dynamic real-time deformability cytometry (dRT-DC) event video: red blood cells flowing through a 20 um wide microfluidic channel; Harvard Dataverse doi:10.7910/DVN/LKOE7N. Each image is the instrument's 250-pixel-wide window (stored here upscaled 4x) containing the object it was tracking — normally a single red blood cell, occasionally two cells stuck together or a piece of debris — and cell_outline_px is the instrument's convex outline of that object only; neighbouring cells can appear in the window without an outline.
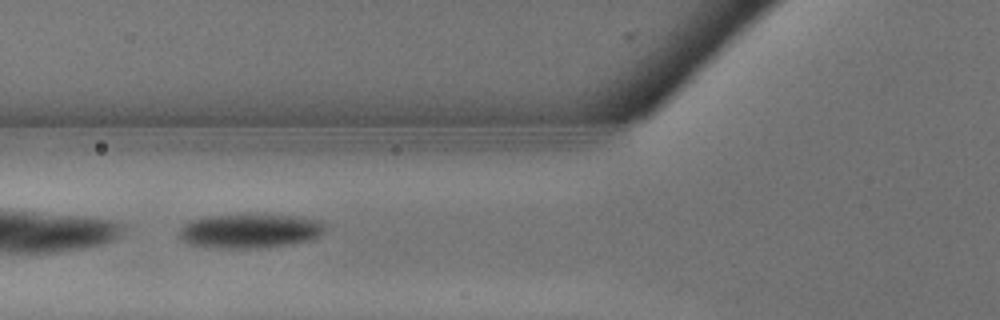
{"species": "common noctule bat (a hibernating species)", "species_latin": "Nyctalus noctula", "temperature_condition": "warm", "stored_images_in_passage": 9, "camera_frame_rate_fps": 3000, "um_per_image_px": 0.085, "animal": {"sex": "male", "body_mass_g": 13.3}, "frame": {"image": 1, "passage_image": 6, "time_ms": 1.667, "image_size_px": [1000, 320], "cell_outline_px": [[324, 232], [320, 236], [312, 240], [292, 244], [260, 248], [216, 248], [188, 244], [180, 236], [180, 228], [188, 220], [208, 216], [256, 212], [292, 216], [316, 220], [324, 224]], "centroid_in_image_um": [21.24, 19.6], "position_along_channel_um": 104.6, "area_um2": 29.88}}
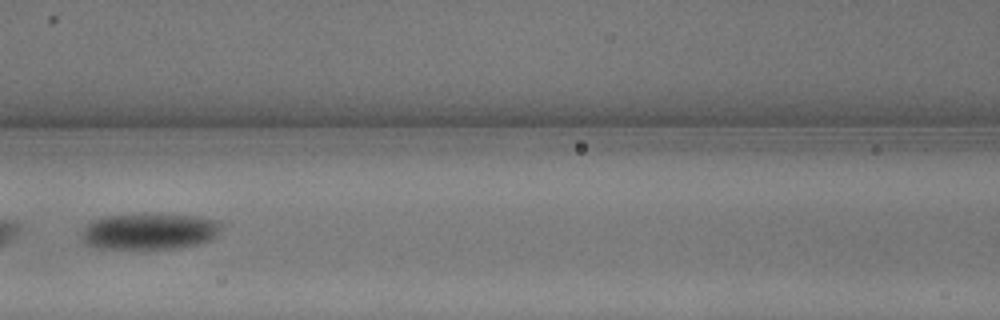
{"frame": {"image": 2, "passage_image": 8, "time_ms": 2.333, "image_size_px": [1000, 320], "cell_outline_px": [[224, 224], [216, 236], [212, 240], [200, 244], [176, 248], [96, 248], [84, 244], [80, 236], [84, 228], [92, 220], [104, 216], [144, 212], [200, 216], [216, 220]], "centroid_in_image_um": [12.72, 19.63], "position_along_channel_um": 153.9, "area_um2": 30.4}}